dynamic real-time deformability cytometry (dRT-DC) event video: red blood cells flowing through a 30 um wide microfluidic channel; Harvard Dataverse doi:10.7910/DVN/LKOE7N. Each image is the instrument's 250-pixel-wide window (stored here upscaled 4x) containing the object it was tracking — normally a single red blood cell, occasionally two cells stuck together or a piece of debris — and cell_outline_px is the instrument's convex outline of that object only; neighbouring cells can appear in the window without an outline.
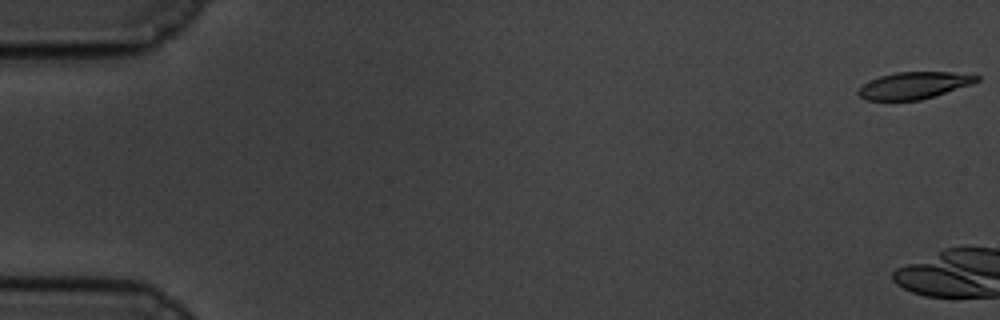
{"species": "common noctule bat (a hibernating species)", "species_latin": "Nyctalus noctula", "temperature_condition": "cold", "stored_images_in_passage": 5, "camera_frame_rate_fps": 3000, "um_per_image_px": 0.085, "animal": {"sex": "male", "body_mass_g": 19.5, "forearm_length_mm": 54.6}, "frame": {"image": 1, "passage_image": 1, "time_ms": 0.0, "image_size_px": [1000, 320], "cell_outline_px": [[980, 80], [972, 84], [920, 100], [864, 100], [856, 92], [856, 88], [880, 76], [896, 72], [976, 72], [980, 76]], "centroid_in_image_um": [77.75, 7.24], "position_along_channel_um": 7.3, "area_um2": 18.79}}